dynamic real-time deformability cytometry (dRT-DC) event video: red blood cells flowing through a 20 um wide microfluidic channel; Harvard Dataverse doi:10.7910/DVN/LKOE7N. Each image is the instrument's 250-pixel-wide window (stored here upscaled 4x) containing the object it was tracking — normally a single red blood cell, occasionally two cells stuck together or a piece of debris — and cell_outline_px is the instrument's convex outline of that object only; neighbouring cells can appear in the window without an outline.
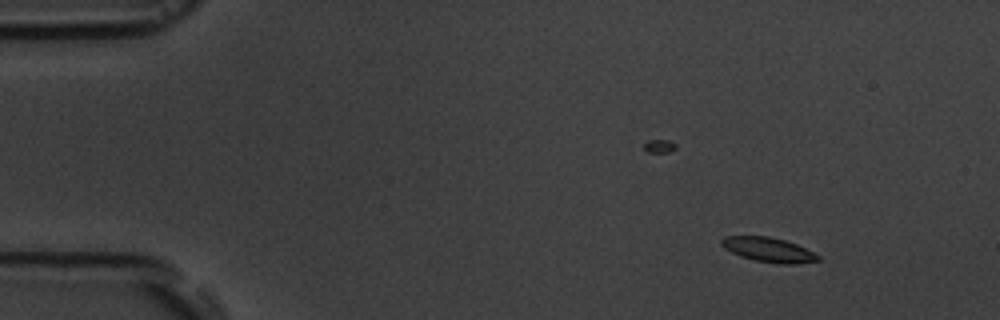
{"species": "common noctule bat (a hibernating species)", "species_latin": "Nyctalus noctula", "temperature_condition": "room temperature", "stored_images_in_passage": 3, "camera_frame_rate_fps": 3000, "um_per_image_px": 0.085, "animal": {"sex": "male", "body_mass_g": 19.5, "forearm_length_mm": 54.6}, "frame": {"image": 1, "passage_image": 1, "time_ms": 0.0, "image_size_px": [1000, 320], "cell_outline_px": [[820, 260], [796, 264], [784, 264], [756, 260], [740, 256], [724, 248], [720, 244], [720, 240], [724, 236], [768, 236], [784, 240], [796, 244], [820, 256]], "centroid_in_image_um": [65.3, 21.22], "position_along_channel_um": 19.7, "area_um2": 13.64}}